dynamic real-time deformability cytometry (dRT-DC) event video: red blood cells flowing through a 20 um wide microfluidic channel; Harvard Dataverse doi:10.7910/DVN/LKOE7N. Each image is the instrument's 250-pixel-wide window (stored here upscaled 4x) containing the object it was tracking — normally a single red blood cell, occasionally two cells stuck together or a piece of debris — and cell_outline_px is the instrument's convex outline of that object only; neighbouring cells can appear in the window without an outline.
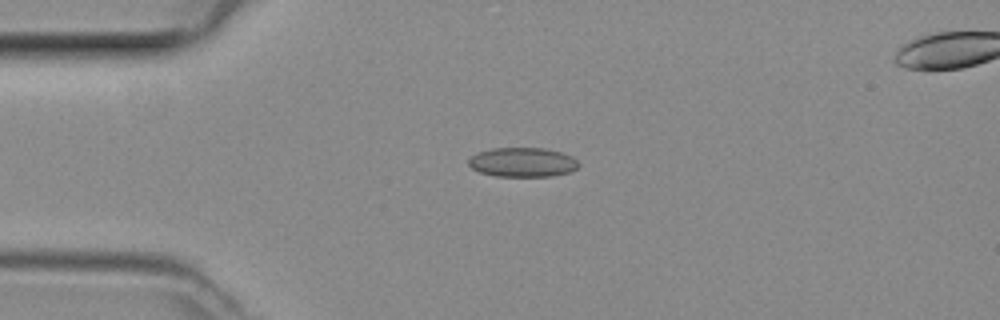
{"species": "common noctule bat (a hibernating species)", "species_latin": "Nyctalus noctula", "temperature_condition": "room temperature", "stored_images_in_passage": 38, "camera_frame_rate_fps": 3000, "um_per_image_px": 0.085, "animal": {"sex": "female", "body_mass_g": 29.2, "forearm_length_mm": 56.3}, "frame": {"image": 1, "passage_image": 1, "time_ms": 0.0, "image_size_px": [1000, 320], "cell_outline_px": [[580, 164], [572, 172], [552, 176], [496, 176], [480, 172], [472, 168], [468, 164], [468, 160], [472, 156], [480, 152], [492, 148], [544, 148], [560, 152], [572, 156]], "centroid_in_image_um": [44.44, 13.79], "position_along_channel_um": 40.6, "area_um2": 18.79}}
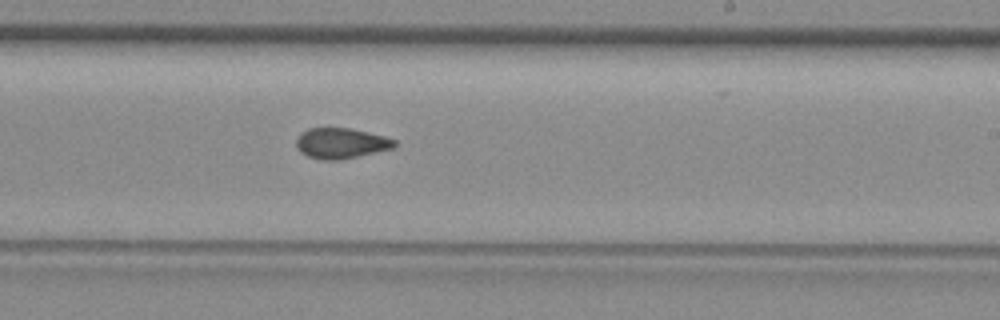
{"frame": {"image": 2, "passage_image": 18, "time_ms": 5.667, "image_size_px": [1000, 320], "cell_outline_px": [[396, 148], [340, 160], [324, 160], [308, 156], [300, 152], [296, 144], [296, 140], [300, 132], [308, 128], [352, 128], [384, 136], [396, 140]], "centroid_in_image_um": [29.0, 12.17], "position_along_channel_um": 260.0, "area_um2": 17.63}}
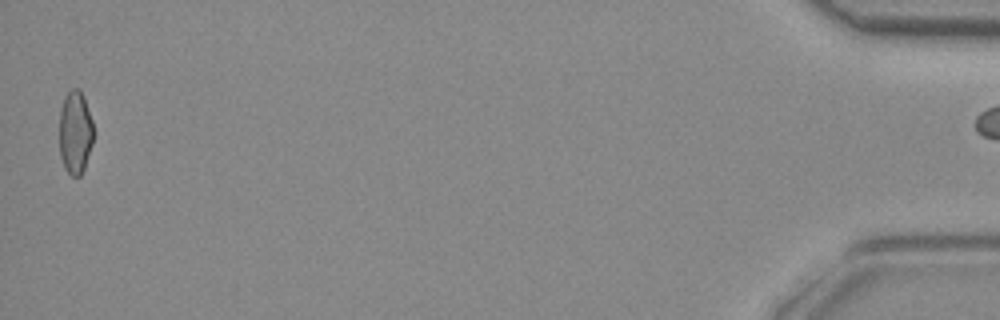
{"frame": {"image": 3, "passage_image": 37, "time_ms": 12.0, "image_size_px": [1000, 320], "cell_outline_px": [[92, 144], [84, 168], [80, 176], [72, 176], [64, 168], [60, 156], [60, 108], [64, 96], [72, 88], [76, 88], [84, 96], [92, 120]], "centroid_in_image_um": [6.38, 11.24], "position_along_channel_um": 428.8, "area_um2": 16.42}}